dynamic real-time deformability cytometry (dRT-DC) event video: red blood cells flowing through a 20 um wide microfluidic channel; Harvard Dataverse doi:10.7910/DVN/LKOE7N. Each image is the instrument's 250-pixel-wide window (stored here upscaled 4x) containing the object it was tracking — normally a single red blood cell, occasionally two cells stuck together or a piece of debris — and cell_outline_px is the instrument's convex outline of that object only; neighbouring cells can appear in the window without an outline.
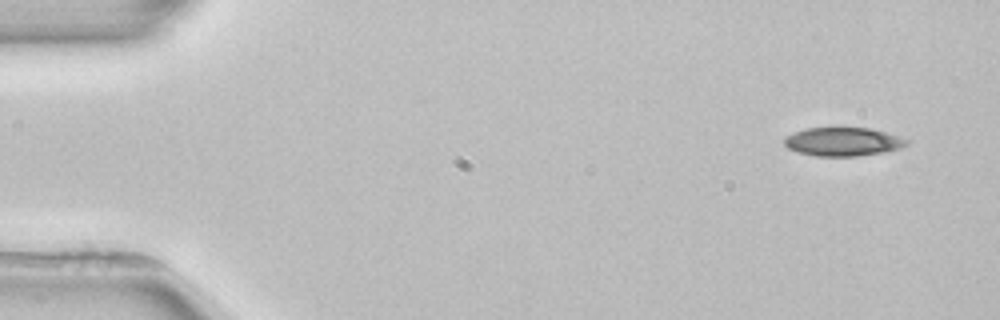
{"species": "common noctule bat (a hibernating species)", "species_latin": "Nyctalus noctula", "temperature_condition": "room temperature", "stored_images_in_passage": 3, "camera_frame_rate_fps": 3000, "um_per_image_px": 0.085, "animal": {"sex": "female", "body_mass_g": 22.7, "forearm_length_mm": 54.2}, "frame": {"image": 1, "passage_image": 1, "time_ms": 0.0, "image_size_px": [1000, 320], "cell_outline_px": [[908, 144], [900, 148], [884, 152], [856, 156], [816, 156], [796, 152], [788, 148], [784, 144], [784, 136], [808, 128], [872, 128], [908, 140]], "centroid_in_image_um": [71.62, 12.05], "position_along_channel_um": 13.4, "area_um2": 20.23}}